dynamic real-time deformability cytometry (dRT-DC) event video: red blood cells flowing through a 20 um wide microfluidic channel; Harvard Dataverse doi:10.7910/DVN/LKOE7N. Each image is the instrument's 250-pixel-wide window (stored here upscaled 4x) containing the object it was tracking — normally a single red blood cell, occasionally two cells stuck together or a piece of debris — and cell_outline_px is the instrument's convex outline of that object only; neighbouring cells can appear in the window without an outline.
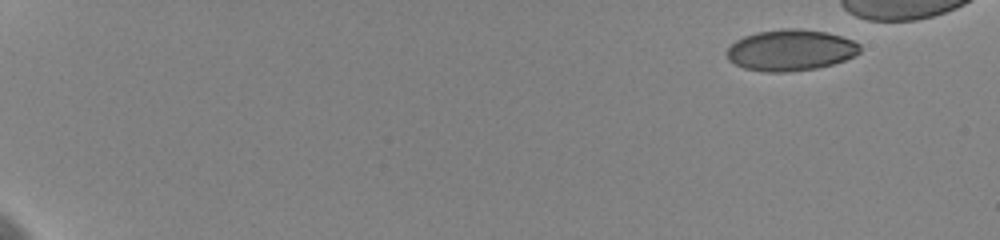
{"species": "human", "species_latin": "Homo sapiens", "temperature_condition": "cold", "stored_images_in_passage": 26, "camera_frame_rate_fps": 3000, "um_per_image_px": 0.085, "donor": {"sex": "female"}, "frame": {"image": 1, "passage_image": 1, "time_ms": 0.0, "image_size_px": [1000, 240], "cell_outline_px": [[860, 52], [844, 60], [832, 64], [816, 68], [788, 72], [768, 72], [744, 68], [728, 60], [724, 52], [736, 40], [744, 36], [756, 32], [784, 28], [800, 28], [828, 32], [852, 40], [860, 44]], "centroid_in_image_um": [67.17, 4.25], "position_along_channel_um": 17.8, "area_um2": 32.02}}
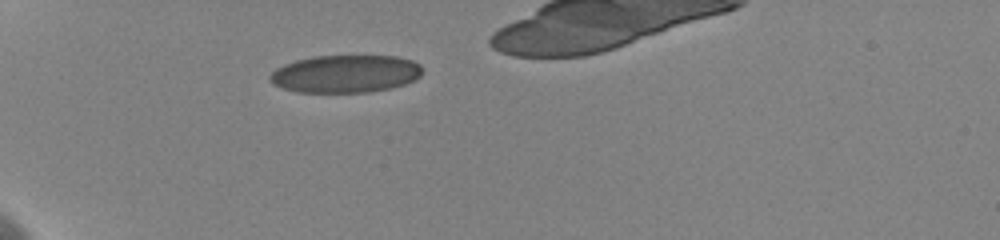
{"frame": {"image": 2, "passage_image": 10, "time_ms": 5.0, "image_size_px": [1000, 240], "cell_outline_px": [[420, 76], [404, 84], [388, 88], [364, 92], [296, 92], [272, 84], [268, 80], [268, 76], [276, 68], [284, 64], [296, 60], [312, 56], [396, 56], [412, 60], [420, 64]], "centroid_in_image_um": [29.3, 6.27], "position_along_channel_um": 55.7, "area_um2": 33.29}}